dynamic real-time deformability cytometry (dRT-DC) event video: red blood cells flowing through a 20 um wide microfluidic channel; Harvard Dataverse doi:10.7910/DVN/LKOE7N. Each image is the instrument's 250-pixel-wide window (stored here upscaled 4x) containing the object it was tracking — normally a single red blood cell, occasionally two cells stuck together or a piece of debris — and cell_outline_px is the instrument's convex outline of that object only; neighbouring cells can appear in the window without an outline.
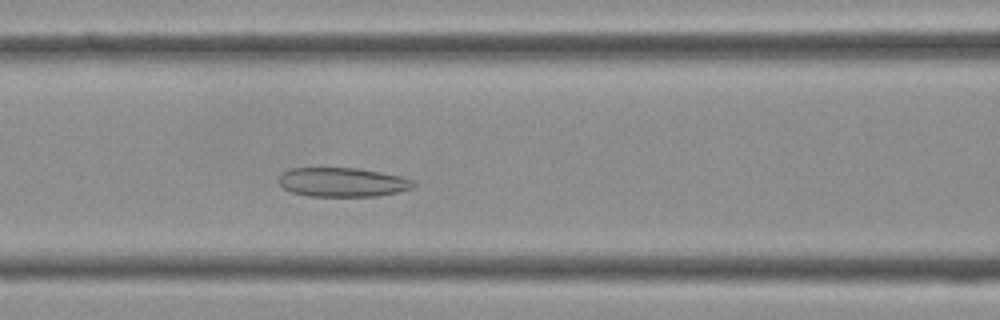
{"species": "Egyptian fruit bat (a non-hibernating species)", "species_latin": "Rousettus aegyptiacus", "temperature_condition": "cold", "stored_images_in_passage": 38, "camera_frame_rate_fps": 3000, "um_per_image_px": 0.085, "frame": {"image": 1, "passage_image": 14, "time_ms": 4.333, "image_size_px": [1000, 320], "cell_outline_px": [[416, 184], [412, 188], [396, 192], [376, 196], [308, 196], [292, 192], [284, 188], [280, 184], [280, 176], [284, 172], [292, 168], [356, 168], [380, 172], [400, 176], [412, 180]], "centroid_in_image_um": [29.12, 15.49], "position_along_channel_um": 137.5, "area_um2": 22.6}}
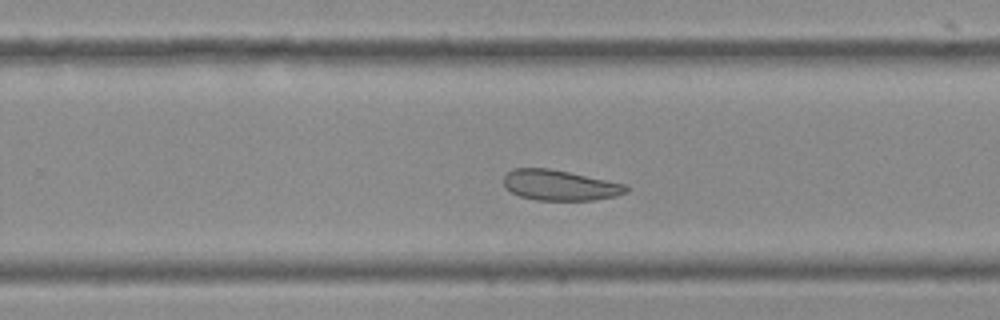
{"frame": {"image": 2, "passage_image": 23, "time_ms": 7.333, "image_size_px": [1000, 320], "cell_outline_px": [[628, 192], [616, 196], [592, 200], [536, 200], [520, 196], [504, 188], [504, 176], [512, 168], [548, 168], [628, 184]], "centroid_in_image_um": [47.59, 15.74], "position_along_channel_um": 282.2, "area_um2": 21.79}}
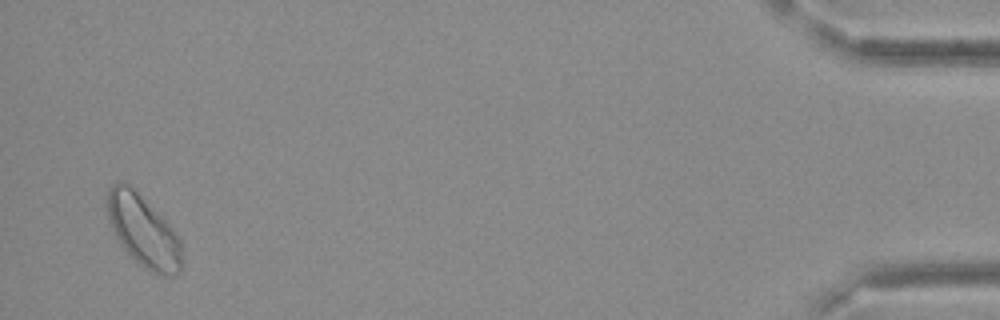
{"frame": {"image": 3, "passage_image": 37, "time_ms": 12.0, "image_size_px": [1000, 320], "cell_outline_px": [[180, 272], [176, 276], [164, 276], [152, 272], [144, 268], [120, 244], [112, 228], [108, 216], [104, 196], [108, 188], [116, 180], [124, 180], [164, 216], [180, 236]], "centroid_in_image_um": [12.16, 19.56], "position_along_channel_um": 423.0, "area_um2": 31.67}}